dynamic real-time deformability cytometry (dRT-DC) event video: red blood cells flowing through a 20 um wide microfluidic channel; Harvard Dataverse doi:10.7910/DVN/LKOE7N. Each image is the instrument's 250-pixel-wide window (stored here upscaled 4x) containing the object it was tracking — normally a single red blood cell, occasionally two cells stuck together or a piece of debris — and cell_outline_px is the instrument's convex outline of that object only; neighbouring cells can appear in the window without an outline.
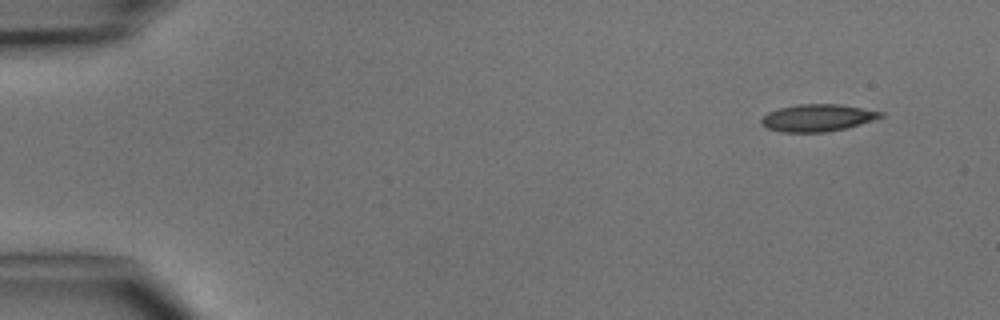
{"species": "common noctule bat (a hibernating species)", "species_latin": "Nyctalus noctula", "temperature_condition": "cold", "stored_images_in_passage": 4, "camera_frame_rate_fps": 3000, "um_per_image_px": 0.085, "animal": {"sex": "male", "body_mass_g": 15.6}, "frame": {"image": 1, "passage_image": 1, "time_ms": 0.0, "image_size_px": [1000, 320], "cell_outline_px": [[884, 116], [860, 124], [828, 132], [780, 132], [768, 128], [760, 124], [760, 120], [768, 112], [780, 108], [800, 104], [836, 104], [884, 112]], "centroid_in_image_um": [69.46, 10.02], "position_along_channel_um": 15.5, "area_um2": 18.67}}
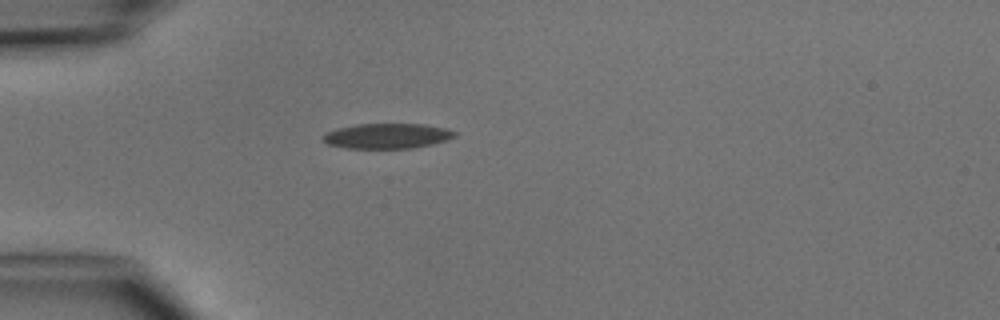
{"frame": {"image": 2, "passage_image": 4, "time_ms": 3.333, "image_size_px": [1000, 320], "cell_outline_px": [[456, 136], [432, 144], [412, 148], [348, 148], [328, 144], [320, 136], [324, 132], [336, 128], [356, 124], [424, 124], [444, 128], [456, 132]], "centroid_in_image_um": [32.85, 11.55], "position_along_channel_um": 52.2, "area_um2": 19.25}}